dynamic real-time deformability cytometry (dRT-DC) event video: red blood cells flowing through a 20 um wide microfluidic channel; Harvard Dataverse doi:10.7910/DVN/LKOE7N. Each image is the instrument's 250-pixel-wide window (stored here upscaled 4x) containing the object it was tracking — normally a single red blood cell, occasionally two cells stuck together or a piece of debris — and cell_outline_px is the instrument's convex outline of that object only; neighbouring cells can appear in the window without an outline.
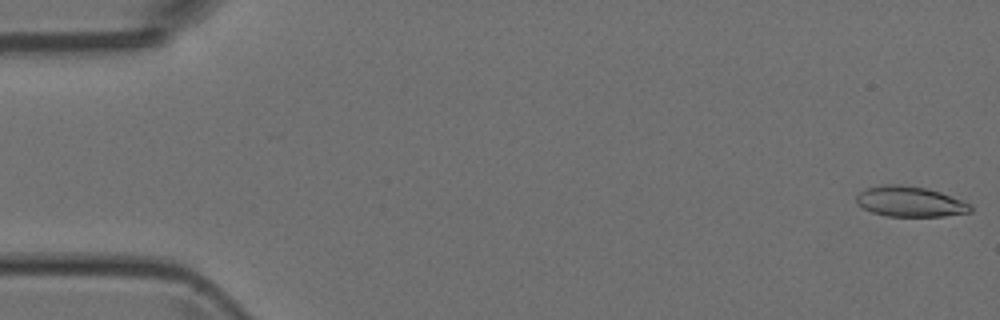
{"species": "Egyptian fruit bat (a non-hibernating species)", "species_latin": "Rousettus aegyptiacus", "temperature_condition": "room temperature", "stored_images_in_passage": 51, "camera_frame_rate_fps": 3000, "um_per_image_px": 0.085, "animal": {"sex": "female"}, "frame": {"image": 1, "passage_image": 1, "time_ms": 0.0, "image_size_px": [1000, 320], "cell_outline_px": [[972, 212], [944, 216], [888, 216], [872, 212], [864, 208], [856, 200], [856, 196], [860, 192], [868, 188], [884, 184], [900, 184], [924, 188], [940, 192], [972, 204]], "centroid_in_image_um": [77.39, 17.14], "position_along_channel_um": 7.6, "area_um2": 20.0}}
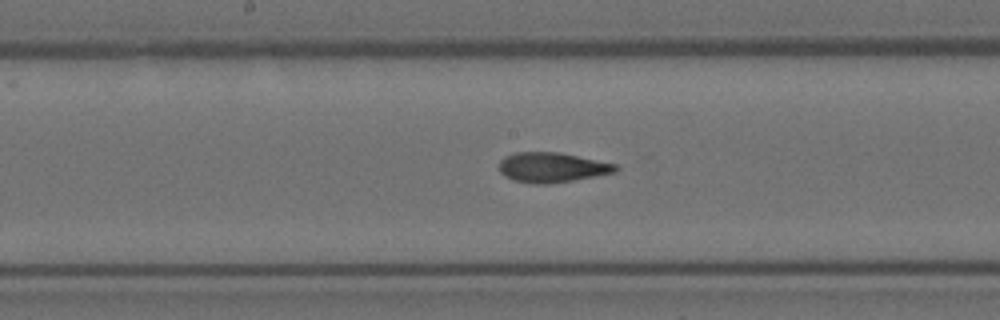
{"frame": {"image": 2, "passage_image": 26, "time_ms": 8.333, "image_size_px": [1000, 320], "cell_outline_px": [[620, 168], [616, 172], [572, 180], [548, 184], [532, 184], [512, 180], [504, 176], [500, 172], [500, 160], [504, 156], [516, 152], [556, 152], [616, 164]], "centroid_in_image_um": [46.88, 14.24], "position_along_channel_um": 201.3, "area_um2": 20.17}}
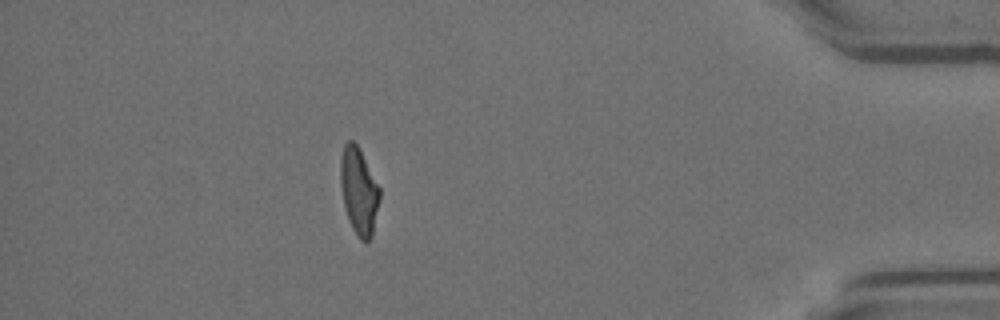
{"frame": {"image": 3, "passage_image": 45, "time_ms": 14.667, "image_size_px": [1000, 320], "cell_outline_px": [[380, 200], [372, 236], [364, 244], [360, 240], [352, 228], [348, 220], [344, 208], [340, 184], [340, 156], [344, 144], [348, 140], [352, 140], [360, 148], [380, 188]], "centroid_in_image_um": [30.5, 16.24], "position_along_channel_um": 404.7, "area_um2": 20.23}}